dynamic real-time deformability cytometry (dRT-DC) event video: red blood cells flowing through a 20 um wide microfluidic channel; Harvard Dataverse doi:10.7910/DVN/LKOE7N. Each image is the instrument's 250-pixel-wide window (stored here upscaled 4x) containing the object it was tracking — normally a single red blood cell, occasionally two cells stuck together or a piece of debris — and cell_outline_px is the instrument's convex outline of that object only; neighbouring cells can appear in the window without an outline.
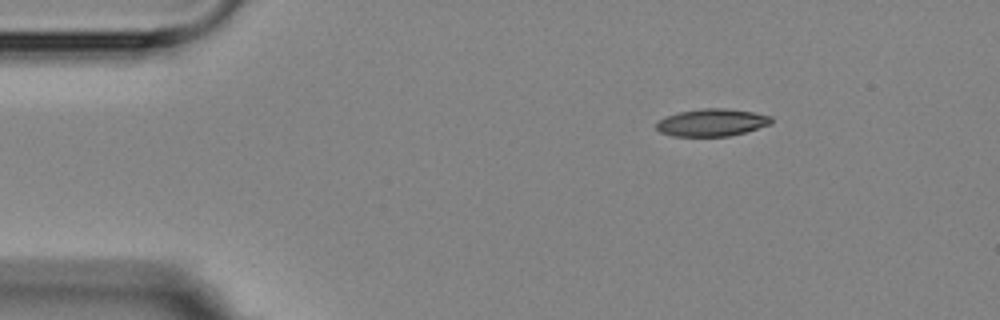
{"species": "Egyptian fruit bat (a non-hibernating species)", "species_latin": "Rousettus aegyptiacus", "temperature_condition": "room temperature", "stored_images_in_passage": 3, "camera_frame_rate_fps": 3000, "um_per_image_px": 0.085, "animal": {"sex": "female"}, "frame": {"image": 1, "passage_image": 1, "time_ms": 0.0, "image_size_px": [1000, 320], "cell_outline_px": [[772, 124], [744, 132], [728, 136], [672, 136], [660, 132], [656, 128], [656, 124], [660, 120], [668, 116], [680, 112], [704, 108], [724, 108], [752, 112], [772, 116]], "centroid_in_image_um": [60.53, 10.42], "position_along_channel_um": 24.5, "area_um2": 18.15}}